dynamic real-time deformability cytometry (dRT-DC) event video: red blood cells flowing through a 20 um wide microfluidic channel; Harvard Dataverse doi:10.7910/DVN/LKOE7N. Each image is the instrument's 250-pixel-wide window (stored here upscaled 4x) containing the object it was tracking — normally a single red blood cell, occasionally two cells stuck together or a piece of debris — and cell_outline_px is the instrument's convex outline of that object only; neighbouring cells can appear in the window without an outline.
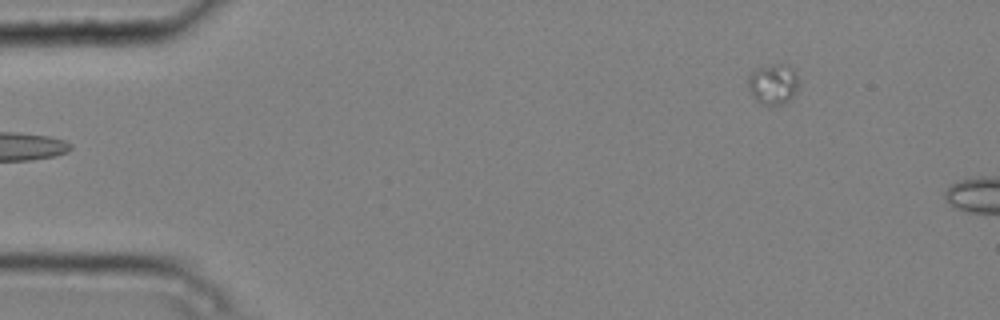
{"species": "common noctule bat (a hibernating species)", "species_latin": "Nyctalus noctula", "temperature_condition": "cold", "stored_images_in_passage": 3, "camera_frame_rate_fps": 3000, "um_per_image_px": 0.085, "animal": {"sex": "male", "body_mass_g": 20.4}, "frame": {"image": 1, "passage_image": 3, "time_ms": 0.667, "image_size_px": [1000, 320], "cell_outline_px": [[796, 88], [792, 96], [784, 104], [768, 108], [760, 104], [756, 100], [748, 88], [748, 76], [756, 68], [772, 64], [788, 64], [792, 68], [796, 76]], "centroid_in_image_um": [65.67, 7.18], "position_along_channel_um": 19.3, "area_um2": 12.02}}